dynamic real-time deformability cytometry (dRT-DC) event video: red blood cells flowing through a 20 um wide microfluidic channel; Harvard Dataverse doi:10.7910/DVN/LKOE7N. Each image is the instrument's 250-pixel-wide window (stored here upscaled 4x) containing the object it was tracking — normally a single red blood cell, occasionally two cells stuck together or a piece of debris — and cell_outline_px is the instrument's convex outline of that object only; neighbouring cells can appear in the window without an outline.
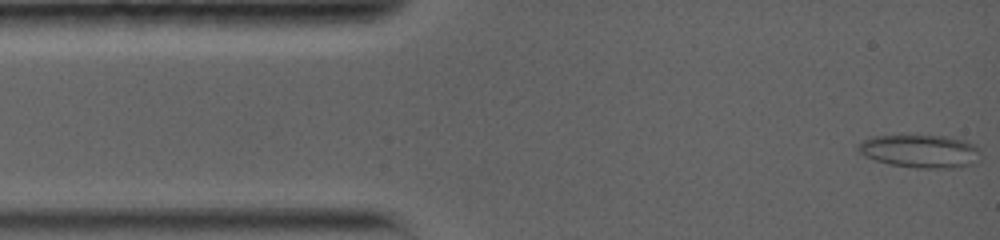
{"species": "common noctule bat (a hibernating species)", "species_latin": "Nyctalus noctula", "temperature_condition": "warm", "stored_images_in_passage": 63, "camera_frame_rate_fps": 5000, "um_per_image_px": 0.085, "animal": {"sex": "female", "body_mass_g": 19.0, "forearm_length_mm": 56.7}, "frame": {"image": 1, "passage_image": 1, "time_ms": 0.0, "image_size_px": [1000, 240], "cell_outline_px": [[976, 152], [972, 164], [956, 168], [916, 168], [888, 164], [864, 156], [856, 148], [864, 140], [872, 136], [944, 136], [960, 140], [972, 144], [976, 148]], "centroid_in_image_um": [78.12, 12.86], "position_along_channel_um": 6.9, "area_um2": 22.89}}
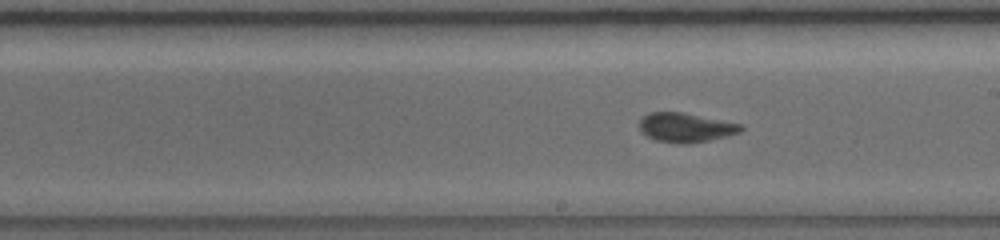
{"frame": {"image": 2, "passage_image": 29, "time_ms": 7.8, "image_size_px": [1000, 240], "cell_outline_px": [[744, 128], [740, 132], [708, 140], [688, 144], [684, 144], [656, 140], [640, 132], [640, 120], [648, 112], [680, 112], [744, 124]], "centroid_in_image_um": [58.29, 10.83], "position_along_channel_um": 230.7, "area_um2": 17.17}}
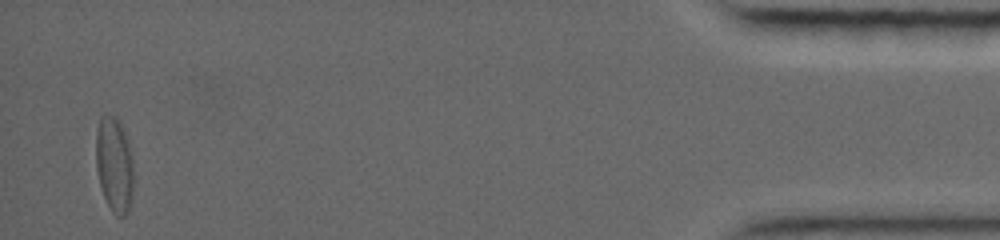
{"frame": {"image": 3, "passage_image": 60, "time_ms": 15.8, "image_size_px": [1000, 240], "cell_outline_px": [[132, 192], [128, 208], [124, 216], [116, 216], [112, 212], [104, 196], [100, 184], [96, 168], [96, 132], [100, 116], [116, 116], [120, 120], [124, 132], [132, 160]], "centroid_in_image_um": [9.69, 13.97], "position_along_channel_um": 425.5, "area_um2": 20.46}, "authors_computed_cell_mechanics": {"area_um2": 17.8602, "velocity_mm_per_s": 3.8228, "shape_relaxation_time_tau1_ms": null, "shape_relaxation_time_tau2_ms": 2.022, "deformation_change_tau1": null, "deformation_change_tau2": 0.083}}